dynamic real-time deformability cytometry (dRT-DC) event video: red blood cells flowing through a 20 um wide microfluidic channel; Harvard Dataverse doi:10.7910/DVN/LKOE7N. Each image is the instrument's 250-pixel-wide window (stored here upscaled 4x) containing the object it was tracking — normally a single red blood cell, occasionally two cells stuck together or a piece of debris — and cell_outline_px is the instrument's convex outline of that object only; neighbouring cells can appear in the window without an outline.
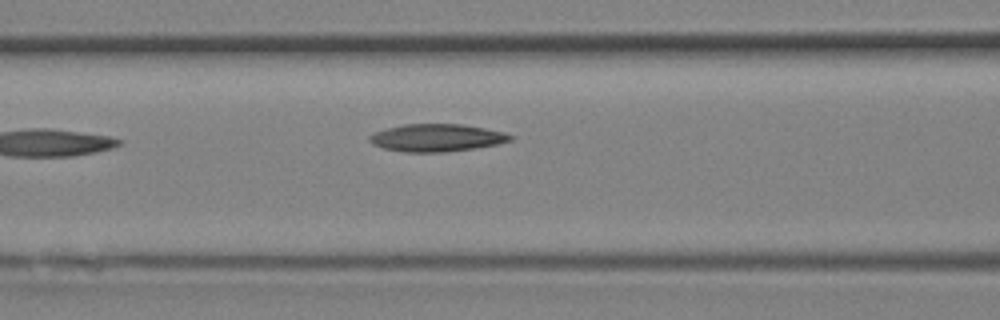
{"species": "Egyptian fruit bat (a non-hibernating species)", "species_latin": "Rousettus aegyptiacus", "temperature_condition": "room temperature", "stored_images_in_passage": 7, "camera_frame_rate_fps": 3000, "um_per_image_px": 0.085, "animal": {"sex": "female"}, "frame": {"image": 1, "passage_image": 7, "time_ms": 2.0, "image_size_px": [1000, 320], "cell_outline_px": [[516, 136], [512, 140], [500, 144], [476, 148], [444, 152], [404, 152], [384, 148], [372, 144], [368, 140], [368, 136], [376, 132], [388, 128], [404, 124], [464, 124], [504, 132]], "centroid_in_image_um": [37.17, 11.71], "position_along_channel_um": 129.4, "area_um2": 22.72}}